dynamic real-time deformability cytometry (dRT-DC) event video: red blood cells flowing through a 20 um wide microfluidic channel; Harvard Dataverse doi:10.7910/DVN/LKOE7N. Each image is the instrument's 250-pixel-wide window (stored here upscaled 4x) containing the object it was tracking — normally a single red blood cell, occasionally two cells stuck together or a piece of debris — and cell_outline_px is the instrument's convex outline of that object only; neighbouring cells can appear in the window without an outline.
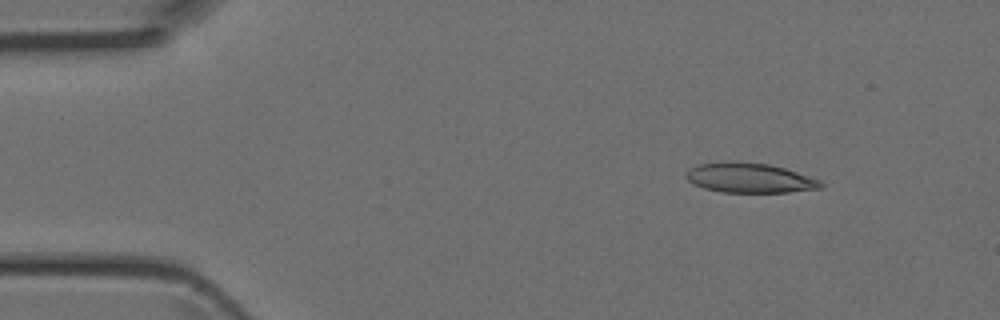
{"species": "Egyptian fruit bat (a non-hibernating species)", "species_latin": "Rousettus aegyptiacus", "temperature_condition": "room temperature", "stored_images_in_passage": 4, "camera_frame_rate_fps": 3000, "um_per_image_px": 0.085, "animal": {"sex": "female"}, "frame": {"image": 1, "passage_image": 2, "time_ms": 0.333, "image_size_px": [1000, 320], "cell_outline_px": [[824, 184], [820, 188], [788, 192], [720, 192], [704, 188], [692, 184], [684, 176], [688, 168], [700, 164], [728, 160], [768, 164], [784, 168], [820, 180]], "centroid_in_image_um": [63.65, 15.11], "position_along_channel_um": 21.4, "area_um2": 23.47}}
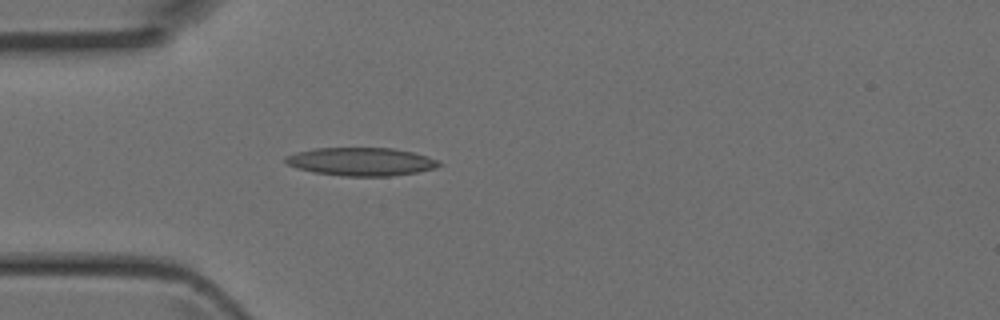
{"frame": {"image": 2, "passage_image": 4, "time_ms": 1.0, "image_size_px": [1000, 320], "cell_outline_px": [[444, 164], [436, 168], [416, 172], [392, 176], [344, 176], [312, 172], [296, 168], [284, 164], [284, 156], [296, 152], [316, 148], [392, 148], [412, 152], [428, 156], [440, 160]], "centroid_in_image_um": [30.69, 13.74], "position_along_channel_um": 54.3, "area_um2": 25.49}}